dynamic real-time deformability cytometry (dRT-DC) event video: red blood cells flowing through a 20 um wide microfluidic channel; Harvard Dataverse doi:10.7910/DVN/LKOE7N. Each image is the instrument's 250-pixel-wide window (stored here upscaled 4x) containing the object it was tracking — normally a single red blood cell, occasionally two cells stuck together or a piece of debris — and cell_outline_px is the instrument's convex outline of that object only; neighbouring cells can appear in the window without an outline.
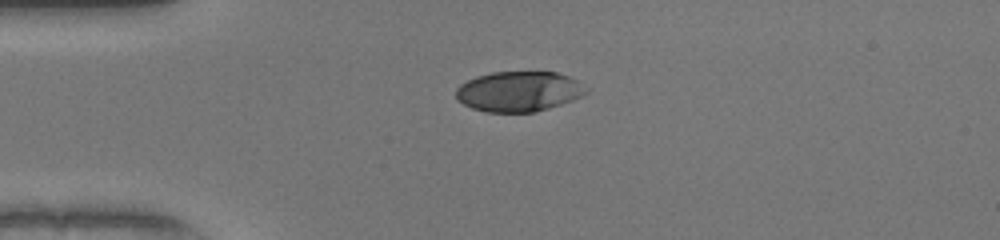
{"species": "human", "species_latin": "Homo sapiens", "temperature_condition": "warm", "stored_images_in_passage": 39, "camera_frame_rate_fps": 3000, "um_per_image_px": 0.085, "donor": {"sex": "female"}, "frame": {"image": 1, "passage_image": 1, "time_ms": 0.0, "image_size_px": [1000, 240], "cell_outline_px": [[588, 92], [572, 100], [548, 108], [532, 112], [488, 112], [472, 108], [464, 104], [456, 96], [456, 88], [460, 84], [476, 76], [492, 72], [556, 72], [568, 76], [576, 80], [588, 88]], "centroid_in_image_um": [44.1, 7.76], "position_along_channel_um": 40.9, "area_um2": 30.29}}
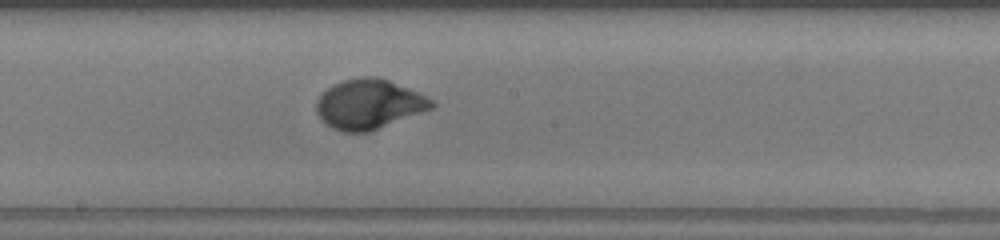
{"frame": {"image": 2, "passage_image": 16, "time_ms": 5.0, "image_size_px": [1000, 240], "cell_outline_px": [[436, 104], [432, 108], [368, 132], [344, 132], [332, 128], [320, 120], [316, 112], [316, 100], [332, 84], [344, 80], [364, 76], [380, 76], [408, 88], [432, 100]], "centroid_in_image_um": [31.31, 8.85], "position_along_channel_um": 216.9, "area_um2": 33.18}}
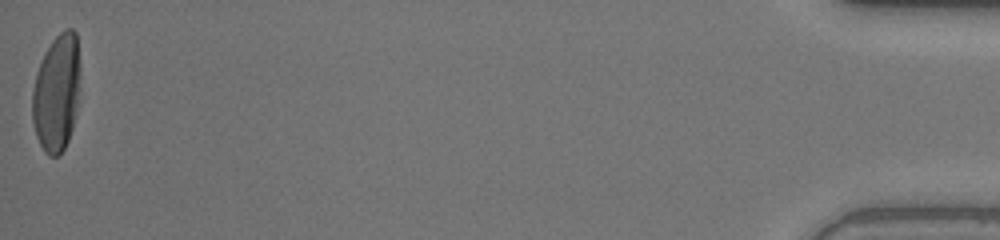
{"frame": {"image": 3, "passage_image": 39, "time_ms": 12.667, "image_size_px": [1000, 240], "cell_outline_px": [[80, 92], [72, 128], [68, 140], [64, 148], [56, 156], [48, 156], [44, 152], [36, 136], [32, 120], [32, 92], [36, 72], [44, 52], [52, 40], [64, 28], [72, 28], [76, 32], [80, 68]], "centroid_in_image_um": [4.82, 7.86], "position_along_channel_um": 430.4, "area_um2": 33.18}, "authors_computed_cell_mechanics": {"area_um2": 32.4836, "velocity_mm_per_s": 4.1077, "shape_relaxation_time_tau1_ms": 2.7052, "shape_relaxation_time_tau2_ms": null, "deformation_change_tau1": 0.2063, "deformation_change_tau2": null}}